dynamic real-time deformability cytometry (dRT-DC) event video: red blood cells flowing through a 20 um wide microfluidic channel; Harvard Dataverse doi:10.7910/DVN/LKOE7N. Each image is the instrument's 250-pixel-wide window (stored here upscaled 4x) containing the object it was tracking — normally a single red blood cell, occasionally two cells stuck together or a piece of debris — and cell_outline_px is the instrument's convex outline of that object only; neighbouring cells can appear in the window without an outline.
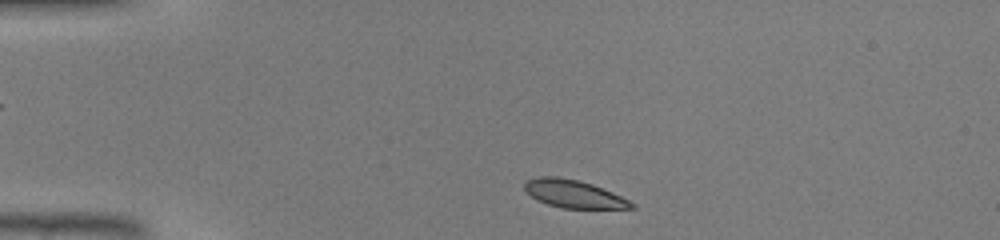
{"species": "common noctule bat (a hibernating species)", "species_latin": "Nyctalus noctula", "temperature_condition": "warm", "stored_images_in_passage": 36, "camera_frame_rate_fps": 3000, "um_per_image_px": 0.085, "animal": {"sex": "male", "body_mass_g": 19.0, "forearm_length_mm": 50.8}, "frame": {"image": 1, "passage_image": 1, "time_ms": 0.0, "image_size_px": [1000, 240], "cell_outline_px": [[636, 208], [560, 208], [536, 200], [524, 188], [524, 184], [528, 180], [536, 176], [556, 176], [576, 180], [592, 184], [612, 192], [636, 204]], "centroid_in_image_um": [48.75, 16.48], "position_along_channel_um": 36.2, "area_um2": 17.17}}
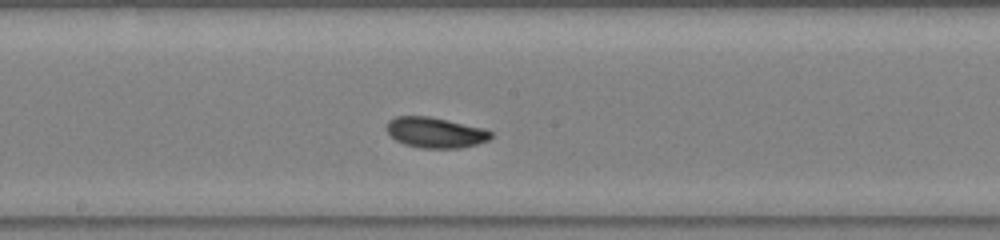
{"frame": {"image": 2, "passage_image": 16, "time_ms": 5.0, "image_size_px": [1000, 240], "cell_outline_px": [[492, 136], [488, 140], [476, 144], [460, 148], [420, 148], [404, 144], [396, 140], [388, 132], [388, 120], [396, 116], [428, 116], [484, 128], [492, 132]], "centroid_in_image_um": [37.01, 11.27], "position_along_channel_um": 211.2, "area_um2": 18.38}}
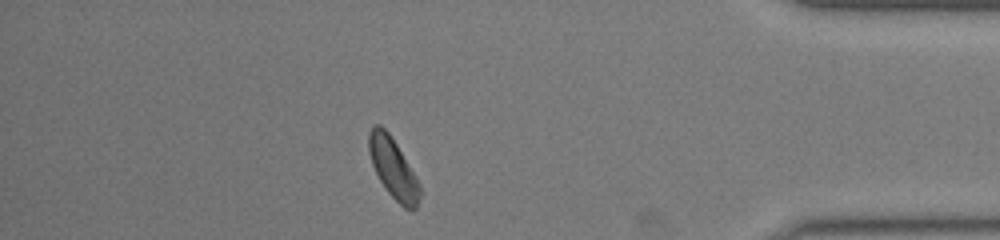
{"frame": {"image": 3, "passage_image": 31, "time_ms": 10.0, "image_size_px": [1000, 240], "cell_outline_px": [[420, 196], [416, 208], [404, 208], [388, 192], [380, 180], [372, 164], [368, 152], [368, 132], [372, 124], [380, 124], [388, 132], [396, 144], [416, 176], [420, 184]], "centroid_in_image_um": [33.39, 14.25], "position_along_channel_um": 401.8, "area_um2": 17.69}}